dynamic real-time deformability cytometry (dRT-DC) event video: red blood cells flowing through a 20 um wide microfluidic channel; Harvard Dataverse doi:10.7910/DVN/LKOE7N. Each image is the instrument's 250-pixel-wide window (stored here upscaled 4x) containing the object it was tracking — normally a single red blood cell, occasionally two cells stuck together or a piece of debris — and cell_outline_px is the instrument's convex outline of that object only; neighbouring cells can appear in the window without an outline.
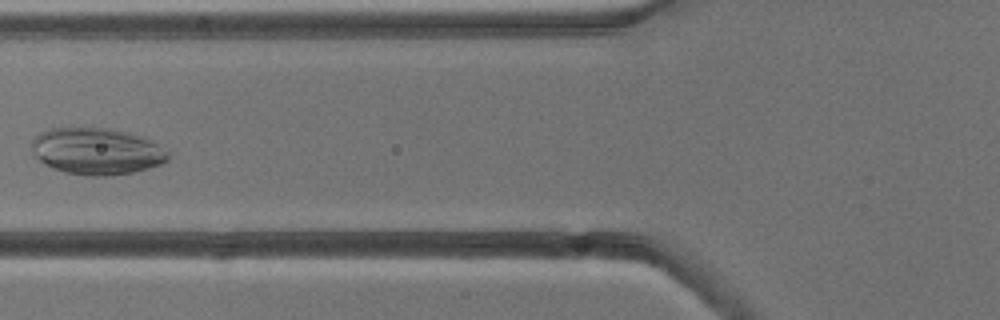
{"species": "common noctule bat (a hibernating species)", "species_latin": "Nyctalus noctula", "temperature_condition": "cold", "stored_images_in_passage": 5, "camera_frame_rate_fps": 3000, "um_per_image_px": 0.085, "animal": {"sex": "male", "body_mass_g": 13.3}, "frame": {"image": 1, "passage_image": 5, "time_ms": 4.667, "image_size_px": [1000, 320], "cell_outline_px": [[168, 160], [164, 164], [132, 172], [108, 176], [84, 176], [64, 172], [52, 168], [44, 164], [32, 152], [32, 140], [40, 132], [48, 128], [72, 124], [112, 128], [128, 132], [152, 140], [168, 152]], "centroid_in_image_um": [8.18, 12.81], "position_along_channel_um": 117.6, "area_um2": 38.26}}